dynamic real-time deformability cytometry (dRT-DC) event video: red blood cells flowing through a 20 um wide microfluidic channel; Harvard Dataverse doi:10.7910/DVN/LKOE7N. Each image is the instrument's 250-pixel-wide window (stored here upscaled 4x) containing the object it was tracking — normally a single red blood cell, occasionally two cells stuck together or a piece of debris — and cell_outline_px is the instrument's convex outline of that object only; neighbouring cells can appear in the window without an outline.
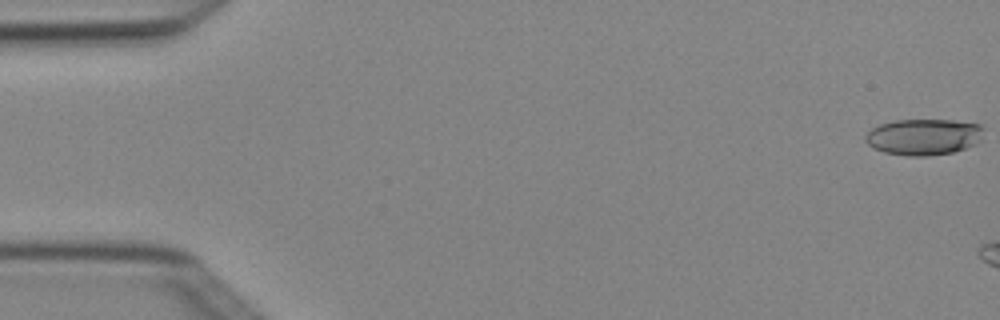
{"species": "Egyptian fruit bat (a non-hibernating species)", "species_latin": "Rousettus aegyptiacus", "temperature_condition": "cold", "stored_images_in_passage": 3, "camera_frame_rate_fps": 3000, "um_per_image_px": 0.085, "animal": {"sex": "female"}, "frame": {"image": 1, "passage_image": 1, "time_ms": 0.0, "image_size_px": [1000, 320], "cell_outline_px": [[984, 128], [980, 140], [976, 144], [952, 152], [928, 156], [908, 156], [884, 152], [872, 148], [864, 140], [864, 136], [872, 128], [880, 124], [896, 120], [952, 120], [980, 124]], "centroid_in_image_um": [78.49, 11.63], "position_along_channel_um": 6.5, "area_um2": 25.03}}